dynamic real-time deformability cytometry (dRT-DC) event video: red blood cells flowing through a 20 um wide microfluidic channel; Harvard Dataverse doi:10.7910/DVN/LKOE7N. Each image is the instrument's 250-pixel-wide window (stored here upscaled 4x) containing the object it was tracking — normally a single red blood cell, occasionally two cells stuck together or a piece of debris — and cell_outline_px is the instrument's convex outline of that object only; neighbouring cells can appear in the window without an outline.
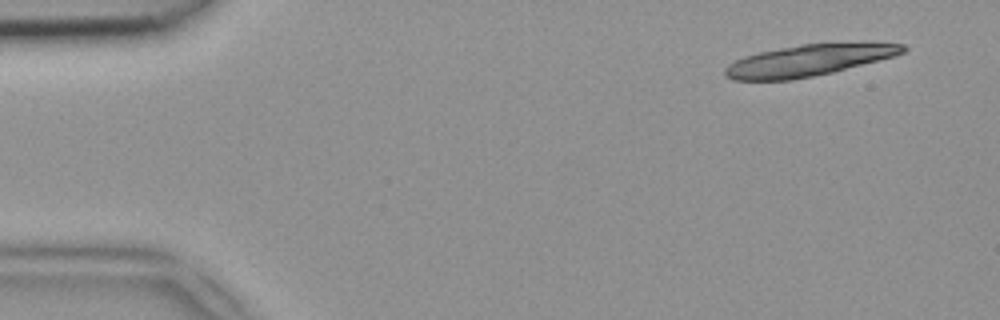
{"species": "common noctule bat (a hibernating species)", "species_latin": "Nyctalus noctula", "temperature_condition": "room temperature", "stored_images_in_passage": 16, "camera_frame_rate_fps": 3000, "um_per_image_px": 0.085, "animal": {"sex": "female", "body_mass_g": 18.4}, "frame": {"image": 1, "passage_image": 3, "time_ms": 0.667, "image_size_px": [1000, 320], "cell_outline_px": [[908, 48], [904, 52], [892, 56], [832, 72], [792, 80], [732, 80], [724, 76], [724, 68], [728, 64], [744, 56], [760, 52], [780, 48], [804, 44], [872, 40], [904, 44]], "centroid_in_image_um": [68.79, 5.09], "position_along_channel_um": 16.2, "area_um2": 33.06}}